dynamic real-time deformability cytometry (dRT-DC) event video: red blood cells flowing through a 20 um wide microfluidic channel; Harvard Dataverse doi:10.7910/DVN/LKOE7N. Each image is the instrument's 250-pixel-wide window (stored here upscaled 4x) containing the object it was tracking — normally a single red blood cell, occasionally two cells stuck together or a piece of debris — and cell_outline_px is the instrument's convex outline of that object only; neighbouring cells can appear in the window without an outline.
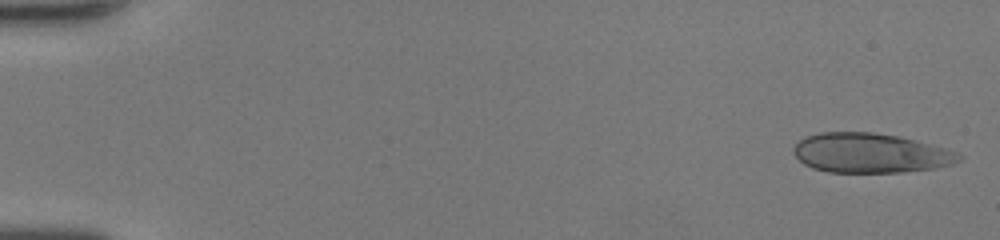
{"species": "human", "species_latin": "Homo sapiens", "temperature_condition": "room temperature", "stored_images_in_passage": 49, "camera_frame_rate_fps": 3000, "um_per_image_px": 0.085, "donor": {"sex": "female"}, "frame": {"image": 1, "passage_image": 1, "time_ms": 0.0, "image_size_px": [1000, 240], "cell_outline_px": [[964, 156], [960, 160], [952, 164], [936, 168], [900, 172], [828, 172], [812, 168], [804, 164], [792, 152], [792, 148], [804, 136], [820, 132], [872, 132], [900, 136], [916, 140], [944, 148], [956, 152]], "centroid_in_image_um": [73.96, 13.0], "position_along_channel_um": 11.0, "area_um2": 38.26}}
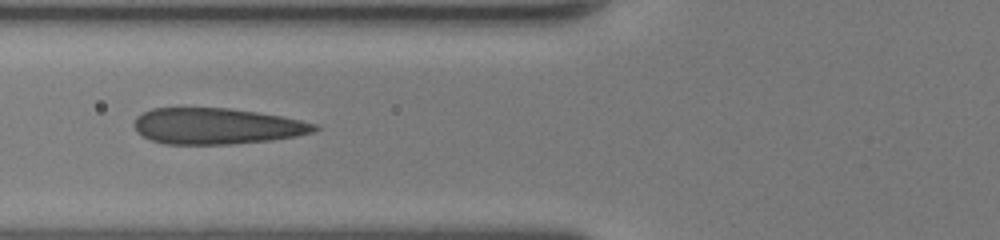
{"frame": {"image": 2, "passage_image": 20, "time_ms": 6.333, "image_size_px": [1000, 240], "cell_outline_px": [[320, 128], [312, 132], [296, 136], [272, 140], [232, 144], [164, 144], [152, 140], [136, 132], [132, 124], [136, 116], [152, 108], [228, 108], [256, 112], [280, 116], [300, 120], [316, 124]], "centroid_in_image_um": [18.38, 10.72], "position_along_channel_um": 107.4, "area_um2": 37.92}}
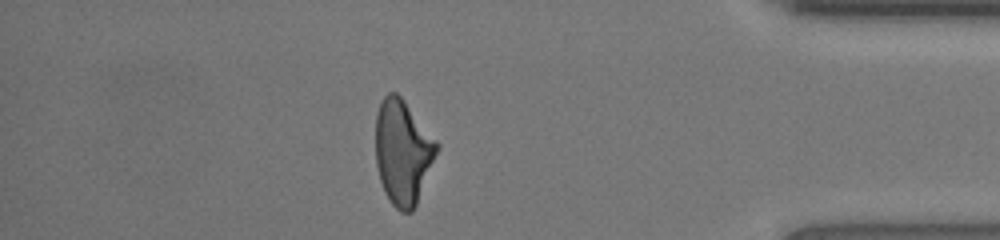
{"frame": {"image": 3, "passage_image": 43, "time_ms": 14.0, "image_size_px": [1000, 240], "cell_outline_px": [[440, 148], [416, 204], [412, 212], [400, 212], [392, 204], [384, 192], [380, 180], [376, 164], [376, 112], [384, 96], [388, 92], [396, 92], [404, 100], [440, 144]], "centroid_in_image_um": [34.24, 12.92], "position_along_channel_um": 401.0, "area_um2": 37.4}, "authors_computed_cell_mechanics": {"area_um2": 37.9168, "velocity_mm_per_s": 4.2436, "shape_relaxation_time_tau1_ms": 7.9377, "shape_relaxation_time_tau2_ms": 0.9267, "deformation_change_tau1": 0.2314, "deformation_change_tau2": 0.0815}}